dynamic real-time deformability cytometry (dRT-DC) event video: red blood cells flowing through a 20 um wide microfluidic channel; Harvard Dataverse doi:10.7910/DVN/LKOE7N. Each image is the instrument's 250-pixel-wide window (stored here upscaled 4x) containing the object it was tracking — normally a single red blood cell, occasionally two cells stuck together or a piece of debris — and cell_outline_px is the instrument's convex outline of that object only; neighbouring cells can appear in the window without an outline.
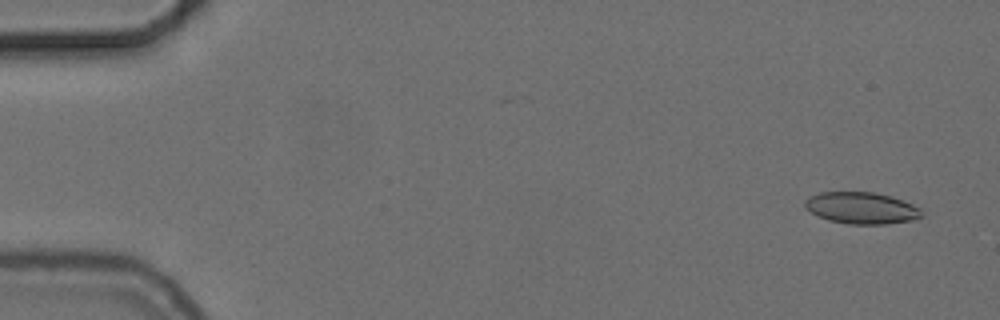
{"species": "common noctule bat (a hibernating species)", "species_latin": "Nyctalus noctula", "temperature_condition": "cold", "stored_images_in_passage": 19, "camera_frame_rate_fps": 3000, "um_per_image_px": 0.085, "animal": {"sex": "female", "body_mass_g": 24.6, "forearm_length_mm": 56.2}, "frame": {"image": 1, "passage_image": 3, "time_ms": 0.667, "image_size_px": [1000, 320], "cell_outline_px": [[924, 216], [912, 220], [888, 224], [848, 224], [828, 220], [816, 216], [804, 208], [804, 200], [820, 192], [872, 192], [892, 196], [912, 204], [920, 208]], "centroid_in_image_um": [73.22, 17.69], "position_along_channel_um": 11.8, "area_um2": 21.73}}
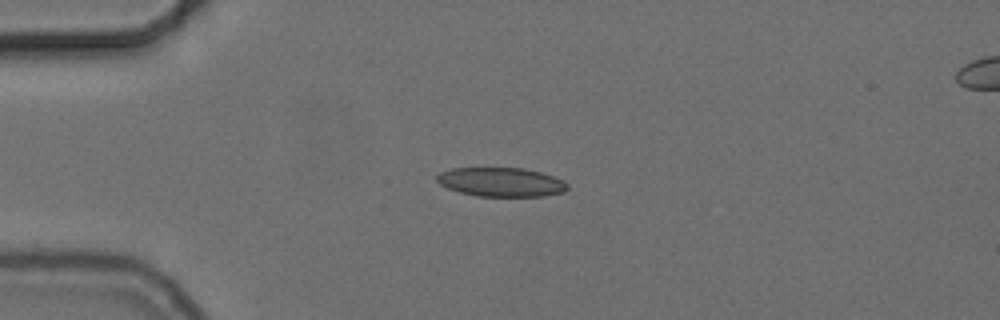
{"frame": {"image": 2, "passage_image": 14, "time_ms": 4.333, "image_size_px": [1000, 320], "cell_outline_px": [[568, 188], [564, 192], [544, 196], [476, 196], [460, 192], [448, 188], [440, 184], [436, 180], [436, 176], [440, 172], [452, 168], [524, 168], [540, 172], [564, 180], [568, 184]], "centroid_in_image_um": [42.6, 15.47], "position_along_channel_um": 42.4, "area_um2": 22.14}}